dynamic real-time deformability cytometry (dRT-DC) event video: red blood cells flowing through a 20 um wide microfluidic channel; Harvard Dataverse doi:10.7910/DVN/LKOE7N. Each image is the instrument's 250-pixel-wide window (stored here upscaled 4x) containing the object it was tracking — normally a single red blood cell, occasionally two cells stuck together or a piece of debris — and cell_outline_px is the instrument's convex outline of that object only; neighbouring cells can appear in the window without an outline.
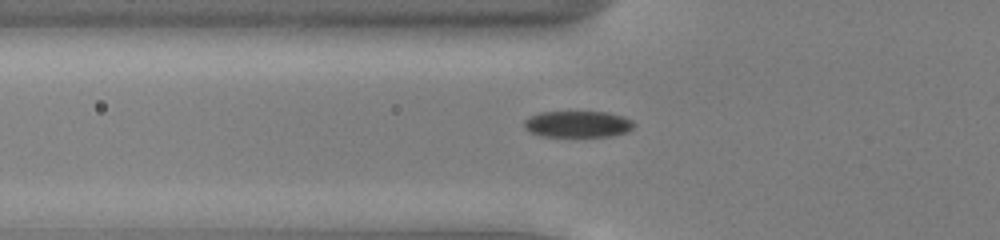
{"species": "common noctule bat (a hibernating species)", "species_latin": "Nyctalus noctula", "temperature_condition": "cold", "stored_images_in_passage": 54, "camera_frame_rate_fps": 3000, "um_per_image_px": 0.085, "animal": {"sex": "male", "body_mass_g": 13.0, "forearm_length_mm": 53.1}, "frame": {"image": 1, "passage_image": 20, "time_ms": 6.333, "image_size_px": [1000, 240], "cell_outline_px": [[636, 124], [628, 132], [612, 136], [540, 136], [524, 128], [524, 120], [528, 116], [540, 112], [608, 112], [624, 116], [632, 120]], "centroid_in_image_um": [49.13, 10.54], "position_along_channel_um": 76.7, "area_um2": 17.05}}
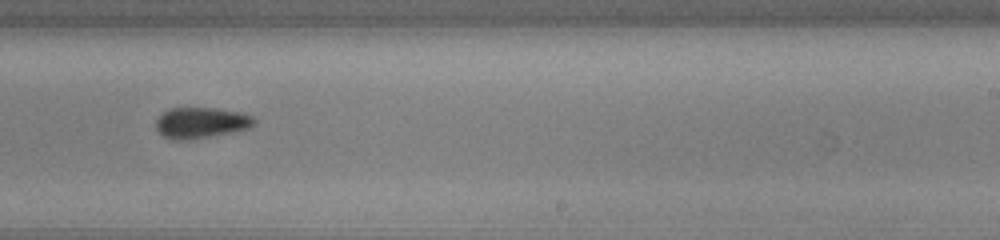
{"frame": {"image": 2, "passage_image": 35, "time_ms": 11.333, "image_size_px": [1000, 240], "cell_outline_px": [[256, 124], [248, 128], [232, 132], [188, 140], [172, 140], [164, 136], [156, 128], [156, 120], [168, 108], [216, 108], [236, 112], [252, 116], [256, 120]], "centroid_in_image_um": [17.08, 10.44], "position_along_channel_um": 271.9, "area_um2": 17.51}}
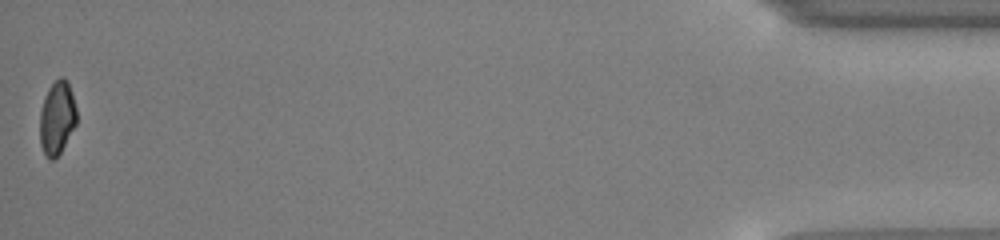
{"frame": {"image": 3, "passage_image": 54, "time_ms": 17.667, "image_size_px": [1000, 240], "cell_outline_px": [[76, 124], [60, 152], [52, 160], [48, 160], [40, 144], [40, 112], [44, 96], [48, 88], [60, 76], [64, 76], [68, 80], [76, 108]], "centroid_in_image_um": [4.84, 9.98], "position_along_channel_um": 430.4, "area_um2": 15.72}, "authors_computed_cell_mechanics": {"area_um2": 17.5134, "velocity_mm_per_s": 3.9145, "shape_relaxation_time_tau1_ms": 3.4034, "shape_relaxation_time_tau2_ms": null, "deformation_change_tau1": 0.0658, "deformation_change_tau2": null}}